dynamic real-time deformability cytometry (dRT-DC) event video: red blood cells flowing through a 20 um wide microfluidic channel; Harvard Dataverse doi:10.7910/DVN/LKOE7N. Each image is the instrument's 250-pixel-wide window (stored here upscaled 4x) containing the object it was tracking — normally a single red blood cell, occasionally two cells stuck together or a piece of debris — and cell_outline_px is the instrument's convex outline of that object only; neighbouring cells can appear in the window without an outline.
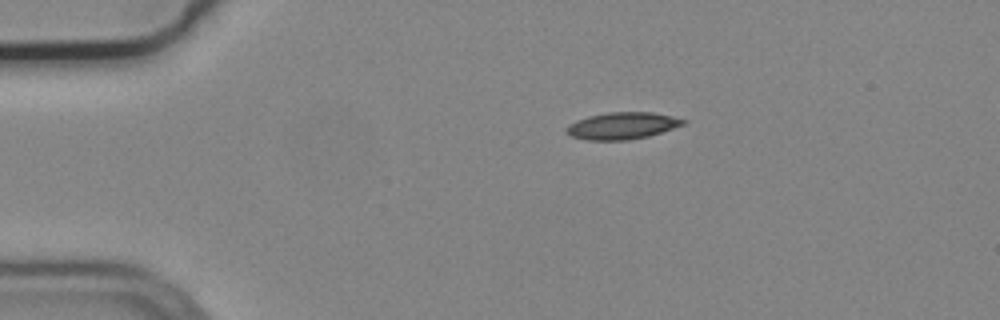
{"species": "common noctule bat (a hibernating species)", "species_latin": "Nyctalus noctula", "temperature_condition": "cold", "stored_images_in_passage": 5, "camera_frame_rate_fps": 3000, "um_per_image_px": 0.085, "animal": {"sex": "male", "body_mass_g": 19.2, "forearm_length_mm": 51.8}, "frame": {"image": 1, "passage_image": 1, "time_ms": 0.0, "image_size_px": [1000, 320], "cell_outline_px": [[684, 124], [648, 136], [628, 140], [588, 140], [572, 136], [564, 132], [564, 128], [568, 124], [576, 120], [588, 116], [608, 112], [652, 112], [672, 116], [684, 120]], "centroid_in_image_um": [52.81, 10.68], "position_along_channel_um": 32.2, "area_um2": 18.21}}
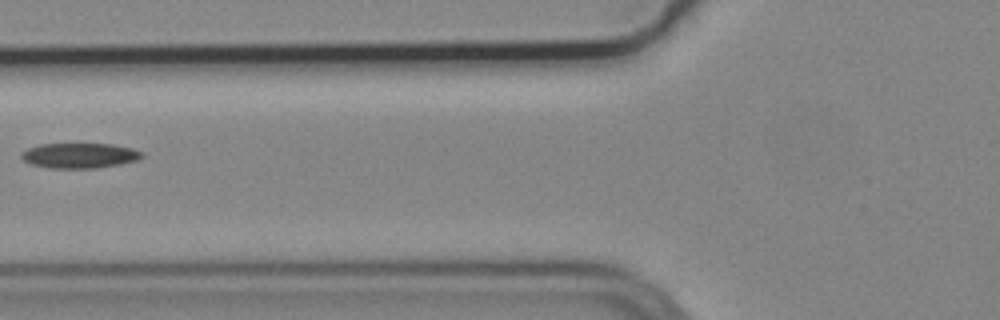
{"frame": {"image": 2, "passage_image": 4, "time_ms": 1.0, "image_size_px": [1000, 320], "cell_outline_px": [[144, 156], [136, 160], [120, 164], [96, 168], [52, 168], [32, 164], [24, 160], [20, 156], [20, 152], [28, 148], [40, 144], [112, 144], [132, 148], [144, 152]], "centroid_in_image_um": [6.77, 13.21], "position_along_channel_um": 119.0, "area_um2": 17.63}}
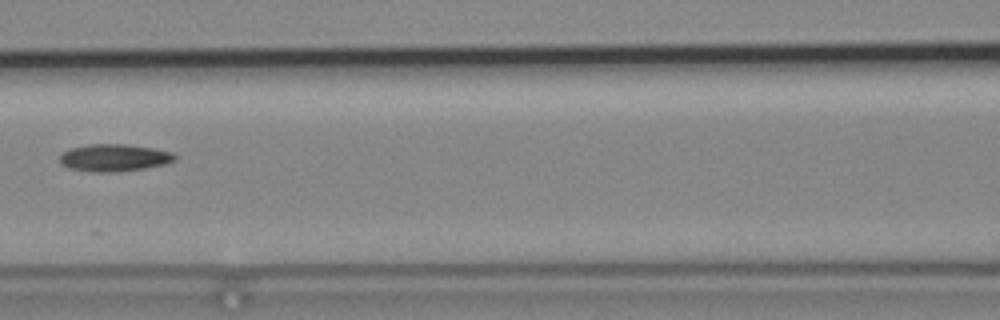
{"frame": {"image": 3, "passage_image": 5, "time_ms": 1.333, "image_size_px": [1000, 320], "cell_outline_px": [[176, 160], [164, 164], [144, 168], [120, 172], [92, 172], [68, 168], [60, 164], [60, 156], [64, 152], [72, 148], [88, 144], [128, 144], [152, 148], [172, 152], [176, 156]], "centroid_in_image_um": [9.7, 13.41], "position_along_channel_um": 156.9, "area_um2": 18.32}}